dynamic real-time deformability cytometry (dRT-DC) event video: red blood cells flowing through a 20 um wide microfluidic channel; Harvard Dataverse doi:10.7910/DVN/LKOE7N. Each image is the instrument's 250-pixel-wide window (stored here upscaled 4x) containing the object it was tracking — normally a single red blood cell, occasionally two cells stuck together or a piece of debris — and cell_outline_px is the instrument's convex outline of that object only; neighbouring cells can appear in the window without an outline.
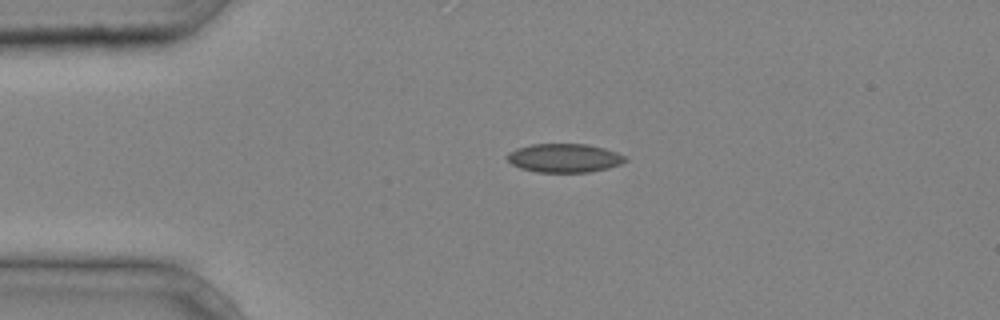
{"species": "common noctule bat (a hibernating species)", "species_latin": "Nyctalus noctula", "temperature_condition": "cold", "stored_images_in_passage": 27, "camera_frame_rate_fps": 3000, "um_per_image_px": 0.085, "animal": {"sex": "male", "body_mass_g": 20.4}, "frame": {"image": 1, "passage_image": 1, "time_ms": 0.0, "image_size_px": [1000, 320], "cell_outline_px": [[628, 160], [620, 164], [608, 168], [588, 172], [536, 172], [520, 168], [512, 164], [508, 160], [508, 152], [516, 148], [532, 144], [588, 144], [604, 148], [628, 156]], "centroid_in_image_um": [47.99, 13.43], "position_along_channel_um": 37.0, "area_um2": 19.83}}
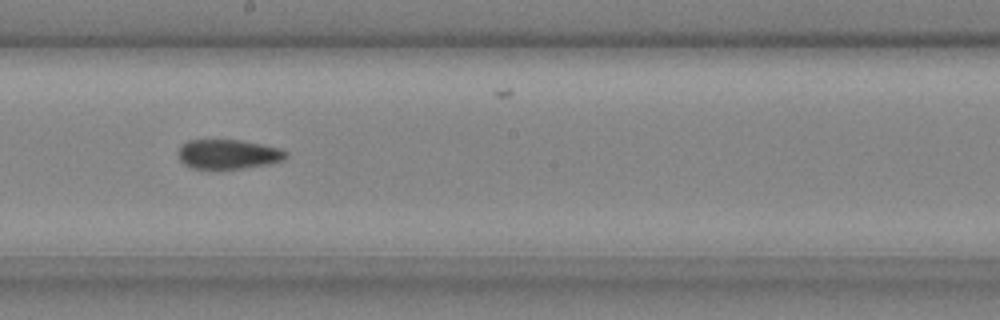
{"frame": {"image": 2, "passage_image": 15, "time_ms": 4.667, "image_size_px": [1000, 320], "cell_outline_px": [[288, 156], [284, 160], [268, 164], [244, 168], [192, 168], [184, 164], [180, 160], [180, 144], [188, 140], [240, 140], [280, 148], [288, 152]], "centroid_in_image_um": [19.43, 13.1], "position_along_channel_um": 228.8, "area_um2": 18.38}}
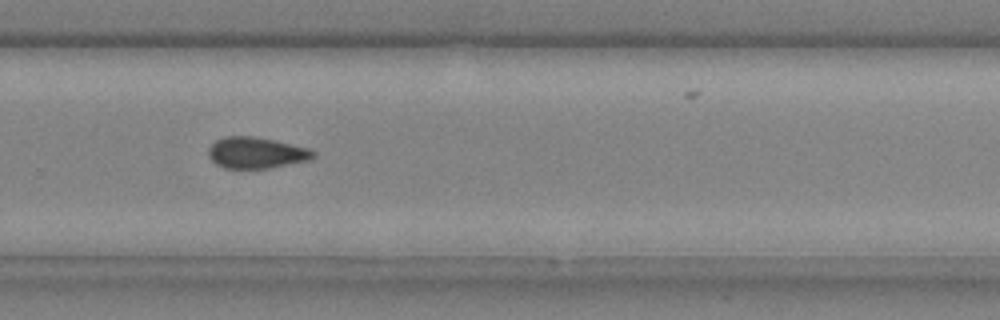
{"frame": {"image": 3, "passage_image": 20, "time_ms": 6.333, "image_size_px": [1000, 320], "cell_outline_px": [[316, 156], [312, 160], [268, 168], [224, 168], [216, 164], [208, 156], [208, 148], [216, 140], [224, 136], [252, 136], [272, 140], [308, 148], [316, 152]], "centroid_in_image_um": [21.78, 12.99], "position_along_channel_um": 308.0, "area_um2": 19.07}}